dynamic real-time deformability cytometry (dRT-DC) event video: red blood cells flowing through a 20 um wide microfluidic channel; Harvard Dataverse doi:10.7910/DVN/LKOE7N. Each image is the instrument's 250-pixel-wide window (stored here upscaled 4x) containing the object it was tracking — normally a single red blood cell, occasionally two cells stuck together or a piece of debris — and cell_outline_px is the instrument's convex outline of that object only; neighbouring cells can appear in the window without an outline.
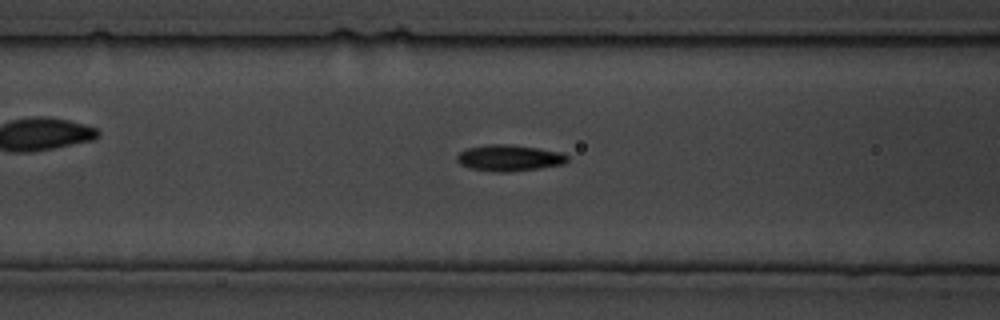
{"species": "common noctule bat (a hibernating species)", "species_latin": "Nyctalus noctula", "temperature_condition": "cold", "stored_images_in_passage": 87, "camera_frame_rate_fps": 3000, "um_per_image_px": 0.085, "animal": {"sex": "male", "body_mass_g": 19.5, "forearm_length_mm": 54.6}, "frame": {"image": 1, "passage_image": 24, "time_ms": 7.667, "image_size_px": [1000, 320], "cell_outline_px": [[568, 160], [564, 164], [540, 168], [508, 172], [496, 172], [468, 168], [460, 164], [456, 160], [456, 156], [460, 152], [468, 148], [488, 144], [508, 144], [536, 148], [560, 152], [568, 156]], "centroid_in_image_um": [43.26, 13.43], "position_along_channel_um": 123.3, "area_um2": 16.88}}
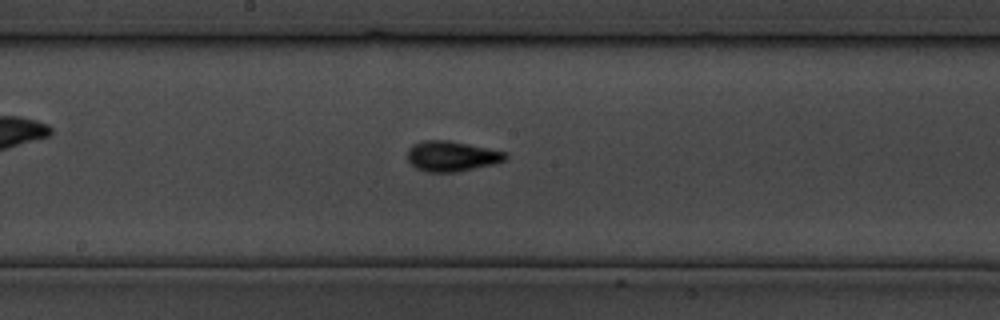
{"frame": {"image": 2, "passage_image": 40, "time_ms": 13.0, "image_size_px": [1000, 320], "cell_outline_px": [[508, 156], [504, 160], [492, 164], [456, 172], [428, 172], [416, 168], [408, 160], [408, 148], [412, 144], [424, 140], [448, 140], [508, 152]], "centroid_in_image_um": [38.38, 13.27], "position_along_channel_um": 209.8, "area_um2": 17.22}}
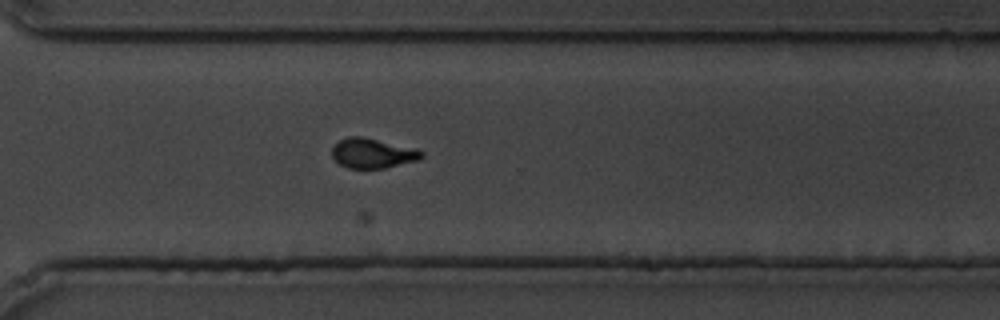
{"frame": {"image": 3, "passage_image": 64, "time_ms": 21.0, "image_size_px": [1000, 320], "cell_outline_px": [[424, 156], [420, 160], [384, 168], [348, 168], [340, 164], [332, 156], [332, 148], [340, 140], [348, 136], [360, 136], [416, 148], [424, 152]], "centroid_in_image_um": [31.71, 13.03], "position_along_channel_um": 338.9, "area_um2": 15.55}}